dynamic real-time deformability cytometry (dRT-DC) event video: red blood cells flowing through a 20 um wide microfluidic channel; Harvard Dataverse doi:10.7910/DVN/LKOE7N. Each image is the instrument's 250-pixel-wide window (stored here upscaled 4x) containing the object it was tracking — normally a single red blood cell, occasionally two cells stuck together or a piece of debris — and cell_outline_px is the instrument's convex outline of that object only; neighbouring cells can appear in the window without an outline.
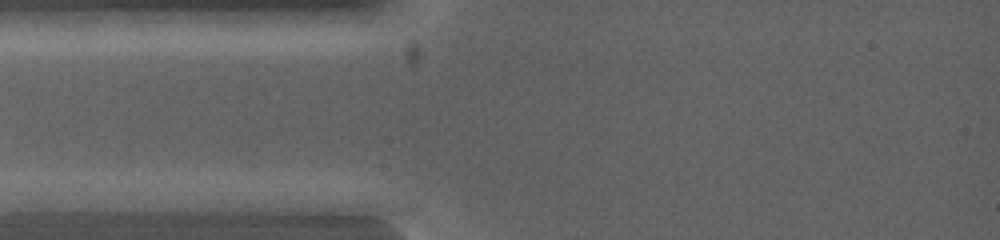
{"species": "common noctule bat (a hibernating species)", "species_latin": "Nyctalus noctula", "temperature_condition": "warm", "stored_images_in_passage": 4, "camera_frame_rate_fps": 5000, "um_per_image_px": 0.085, "animal": {"sex": "female", "body_mass_g": 19.0, "forearm_length_mm": 53.3}, "frame": {"image": 1, "passage_image": 1, "time_ms": 0.0, "image_size_px": [1000, 240], "cell_outline_px": [[260, 200], [248, 208], [184, 208], [140, 200], [156, 192], [216, 192]], "centroid_in_image_um": [17.05, 17.0], "position_along_channel_um": 68.0, "area_um2": 10.52}}